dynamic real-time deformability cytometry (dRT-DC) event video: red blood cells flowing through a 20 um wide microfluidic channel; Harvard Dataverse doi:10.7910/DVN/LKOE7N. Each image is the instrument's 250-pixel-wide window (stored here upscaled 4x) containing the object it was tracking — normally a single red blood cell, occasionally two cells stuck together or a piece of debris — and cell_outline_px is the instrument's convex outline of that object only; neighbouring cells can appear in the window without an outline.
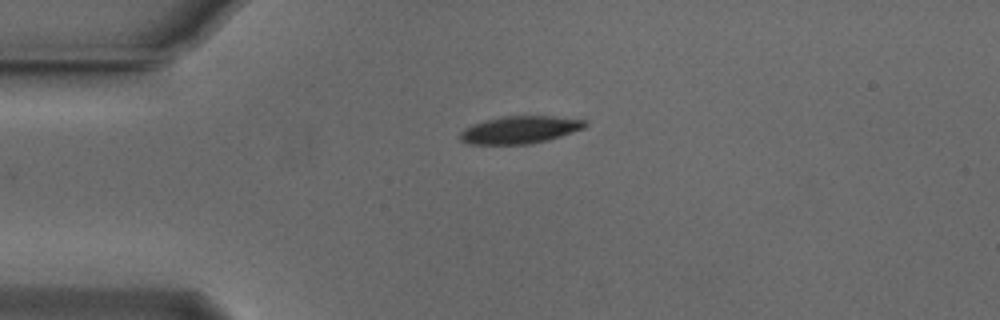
{"species": "Egyptian fruit bat (a non-hibernating species)", "species_latin": "Rousettus aegyptiacus", "temperature_condition": "cold", "stored_images_in_passage": 38, "camera_frame_rate_fps": 3000, "um_per_image_px": 0.085, "animal": {"sex": "male"}, "frame": {"image": 1, "passage_image": 1, "time_ms": 0.0, "image_size_px": [1000, 320], "cell_outline_px": [[588, 124], [584, 128], [548, 140], [532, 144], [468, 144], [460, 140], [460, 132], [464, 128], [472, 124], [484, 120], [504, 116], [552, 116], [588, 120]], "centroid_in_image_um": [44.19, 11.03], "position_along_channel_um": 40.8, "area_um2": 20.11}}
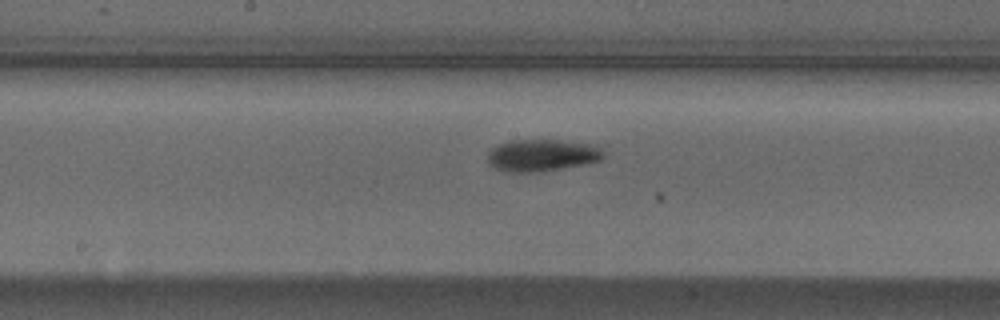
{"frame": {"image": 2, "passage_image": 16, "time_ms": 5.0, "image_size_px": [1000, 320], "cell_outline_px": [[604, 156], [600, 160], [584, 164], [544, 172], [508, 172], [496, 168], [488, 164], [488, 152], [492, 148], [500, 144], [512, 140], [556, 140], [592, 144], [600, 148], [604, 152]], "centroid_in_image_um": [46.06, 13.21], "position_along_channel_um": 202.1, "area_um2": 21.62}}
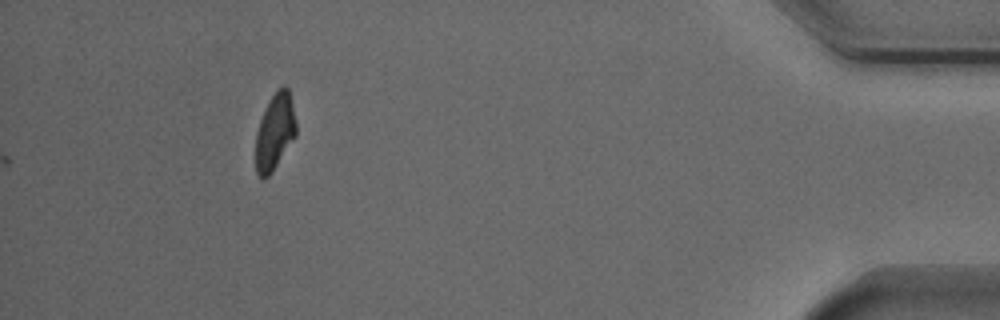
{"frame": {"image": 3, "passage_image": 38, "time_ms": 12.333, "image_size_px": [1000, 320], "cell_outline_px": [[296, 136], [272, 172], [264, 180], [256, 172], [256, 132], [260, 120], [268, 100], [284, 84], [288, 88], [292, 104], [296, 124]], "centroid_in_image_um": [23.36, 11.22], "position_along_channel_um": 411.8, "area_um2": 17.86}, "authors_computed_cell_mechanics": {"area_um2": 21.0103, "velocity_mm_per_s": 3.7462, "shape_relaxation_time_tau1_ms": 3.1395, "shape_relaxation_time_tau2_ms": null, "deformation_change_tau1": 0.1303, "deformation_change_tau2": null}}